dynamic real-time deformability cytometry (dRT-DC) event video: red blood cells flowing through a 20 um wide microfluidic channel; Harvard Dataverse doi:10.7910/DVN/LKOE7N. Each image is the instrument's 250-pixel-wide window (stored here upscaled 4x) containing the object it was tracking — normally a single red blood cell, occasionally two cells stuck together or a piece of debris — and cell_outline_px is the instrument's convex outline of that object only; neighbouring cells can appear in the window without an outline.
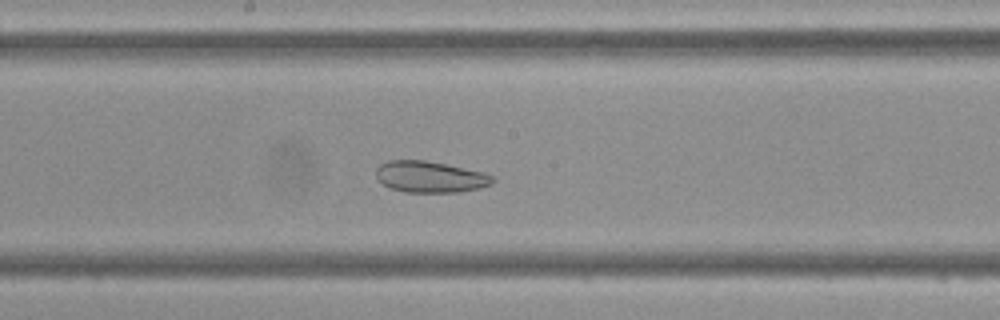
{"species": "Egyptian fruit bat (a non-hibernating species)", "species_latin": "Rousettus aegyptiacus", "temperature_condition": "cold", "stored_images_in_passage": 44, "camera_frame_rate_fps": 3000, "um_per_image_px": 0.085, "frame": {"image": 1, "passage_image": 22, "time_ms": 7.0, "image_size_px": [1000, 320], "cell_outline_px": [[496, 180], [492, 184], [480, 188], [460, 192], [408, 192], [392, 188], [384, 184], [376, 176], [376, 168], [380, 164], [388, 160], [424, 160], [484, 172], [492, 176]], "centroid_in_image_um": [36.59, 15.03], "position_along_channel_um": 211.6, "area_um2": 21.15}}
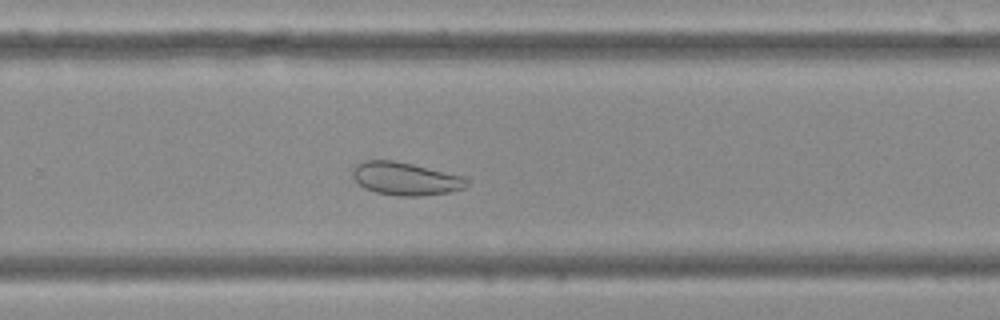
{"frame": {"image": 2, "passage_image": 28, "time_ms": 9.0, "image_size_px": [1000, 320], "cell_outline_px": [[468, 184], [464, 188], [452, 192], [420, 196], [400, 196], [376, 192], [364, 188], [352, 176], [352, 168], [356, 164], [364, 160], [392, 160], [412, 164], [464, 176], [468, 180]], "centroid_in_image_um": [34.47, 15.19], "position_along_channel_um": 295.3, "area_um2": 21.96}}
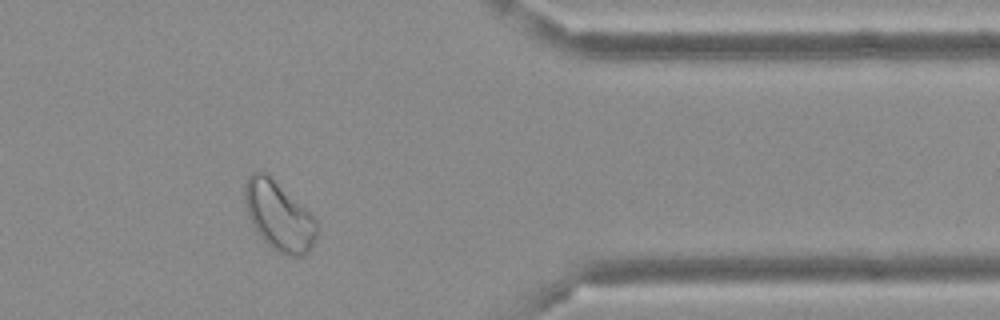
{"frame": {"image": 3, "passage_image": 36, "time_ms": 11.667, "image_size_px": [1000, 320], "cell_outline_px": [[320, 228], [316, 240], [308, 252], [300, 256], [284, 256], [276, 252], [260, 236], [252, 224], [248, 216], [244, 204], [244, 184], [248, 176], [252, 172], [260, 168], [268, 172], [316, 220]], "centroid_in_image_um": [23.68, 18.33], "position_along_channel_um": 387.7, "area_um2": 29.54}}